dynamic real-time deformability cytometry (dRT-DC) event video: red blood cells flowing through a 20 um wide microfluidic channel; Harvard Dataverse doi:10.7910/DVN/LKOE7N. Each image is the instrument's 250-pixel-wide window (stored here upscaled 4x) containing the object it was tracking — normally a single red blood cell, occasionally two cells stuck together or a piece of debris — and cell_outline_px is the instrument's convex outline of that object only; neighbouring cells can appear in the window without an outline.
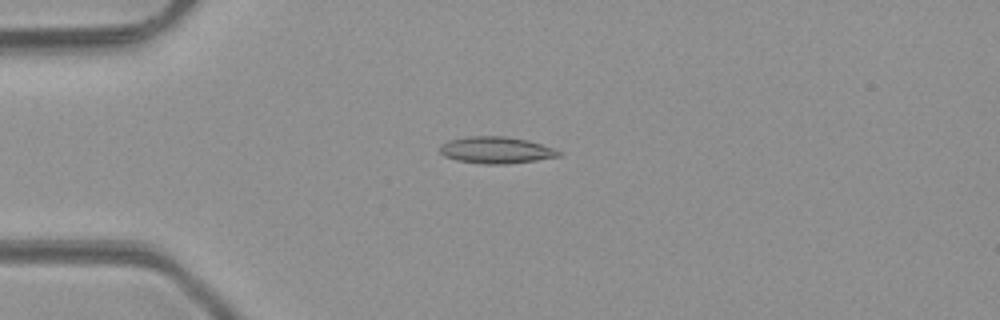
{"species": "common noctule bat (a hibernating species)", "species_latin": "Nyctalus noctula", "temperature_condition": "room temperature", "stored_images_in_passage": 48, "camera_frame_rate_fps": 3000, "um_per_image_px": 0.085, "animal": {"sex": "male", "body_mass_g": 23.1, "forearm_length_mm": 52.7}, "frame": {"image": 1, "passage_image": 12, "time_ms": 3.667, "image_size_px": [1000, 320], "cell_outline_px": [[564, 152], [560, 156], [536, 160], [504, 164], [484, 164], [456, 160], [444, 156], [440, 152], [440, 144], [448, 140], [468, 136], [504, 136], [528, 140], [556, 148]], "centroid_in_image_um": [42.19, 12.75], "position_along_channel_um": 42.8, "area_um2": 18.67}}
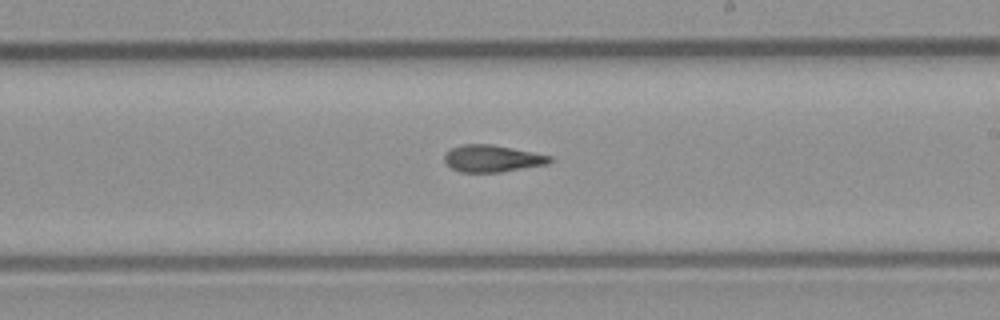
{"frame": {"image": 2, "passage_image": 28, "time_ms": 9.0, "image_size_px": [1000, 320], "cell_outline_px": [[552, 160], [548, 164], [500, 172], [460, 172], [452, 168], [444, 160], [444, 156], [452, 148], [464, 144], [492, 144], [552, 156]], "centroid_in_image_um": [41.85, 13.47], "position_along_channel_um": 247.1, "area_um2": 16.36}}
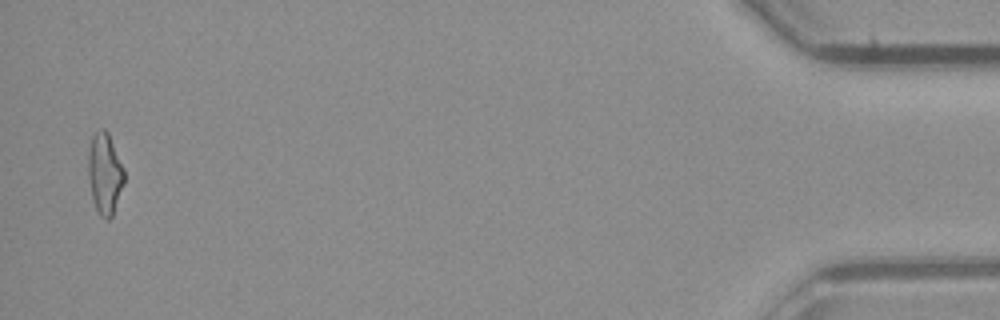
{"frame": {"image": 3, "passage_image": 47, "time_ms": 15.333, "image_size_px": [1000, 320], "cell_outline_px": [[124, 184], [112, 216], [108, 220], [104, 220], [100, 216], [96, 208], [92, 196], [88, 176], [88, 152], [92, 136], [100, 128], [104, 128], [108, 132], [124, 168]], "centroid_in_image_um": [8.91, 14.75], "position_along_channel_um": 426.3, "area_um2": 17.05}, "authors_computed_cell_mechanics": {"area_um2": 16.8776, "velocity_mm_per_s": 4.2821, "shape_relaxation_time_tau1_ms": null, "shape_relaxation_time_tau2_ms": 3.4807, "deformation_change_tau1": null, "deformation_change_tau2": 0.1244}}